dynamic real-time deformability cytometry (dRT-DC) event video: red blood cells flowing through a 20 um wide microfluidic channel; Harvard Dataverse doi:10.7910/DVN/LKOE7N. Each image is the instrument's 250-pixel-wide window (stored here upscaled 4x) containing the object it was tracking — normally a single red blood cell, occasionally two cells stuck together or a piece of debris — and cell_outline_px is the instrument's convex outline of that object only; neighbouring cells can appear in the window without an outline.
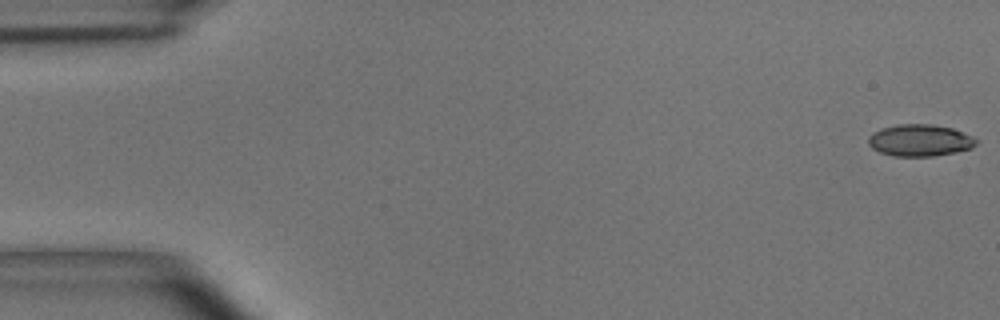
{"species": "common noctule bat (a hibernating species)", "species_latin": "Nyctalus noctula", "temperature_condition": "room temperature", "stored_images_in_passage": 54, "camera_frame_rate_fps": 3000, "um_per_image_px": 0.085, "animal": {"sex": "male", "body_mass_g": 15.6}, "frame": {"image": 1, "passage_image": 1, "time_ms": 0.0, "image_size_px": [1000, 320], "cell_outline_px": [[980, 140], [972, 148], [956, 152], [932, 156], [892, 156], [880, 152], [872, 148], [868, 144], [868, 136], [872, 132], [880, 128], [896, 124], [932, 124], [952, 128], [972, 136]], "centroid_in_image_um": [78.18, 11.92], "position_along_channel_um": 6.8, "area_um2": 20.23}}
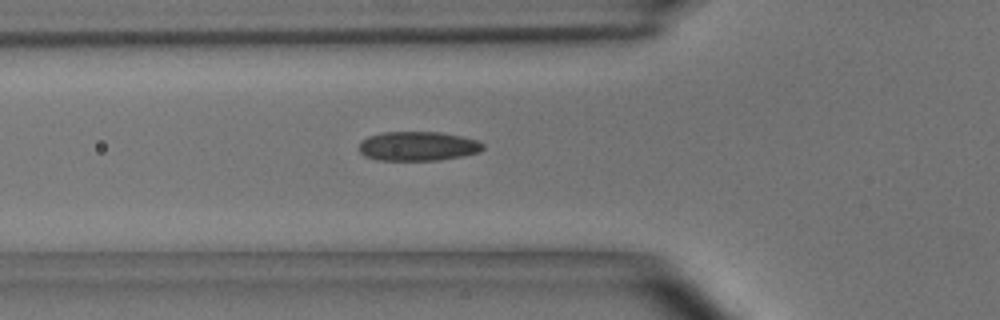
{"frame": {"image": 2, "passage_image": 19, "time_ms": 6.0, "image_size_px": [1000, 320], "cell_outline_px": [[484, 148], [480, 152], [464, 156], [440, 160], [376, 160], [364, 156], [360, 152], [360, 140], [368, 136], [384, 132], [440, 132], [460, 136], [476, 140], [484, 144]], "centroid_in_image_um": [35.52, 12.43], "position_along_channel_um": 90.3, "area_um2": 21.27}}
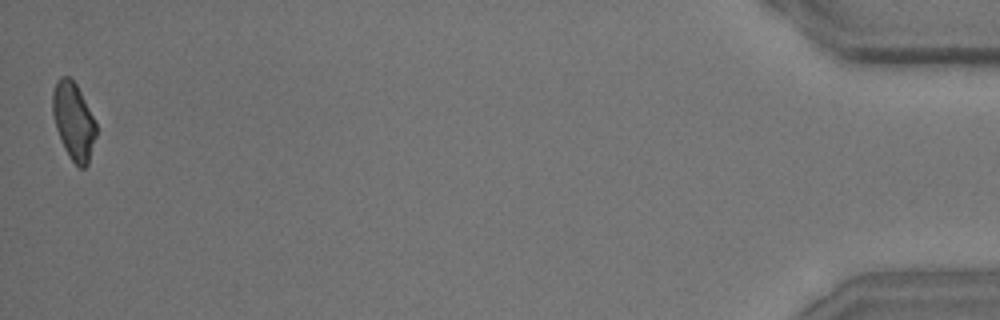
{"frame": {"image": 3, "passage_image": 54, "time_ms": 17.667, "image_size_px": [1000, 320], "cell_outline_px": [[96, 136], [88, 164], [84, 168], [80, 168], [68, 156], [60, 140], [56, 128], [52, 112], [52, 92], [56, 80], [60, 76], [68, 76], [76, 84], [96, 124]], "centroid_in_image_um": [6.23, 10.3], "position_along_channel_um": 429.0, "area_um2": 19.48}, "authors_computed_cell_mechanics": {"area_um2": 20.3456, "velocity_mm_per_s": 3.6881, "shape_relaxation_time_tau1_ms": 5.952, "shape_relaxation_time_tau2_ms": 1.7257, "deformation_change_tau1": 0.1587, "deformation_change_tau2": 0.0786}}